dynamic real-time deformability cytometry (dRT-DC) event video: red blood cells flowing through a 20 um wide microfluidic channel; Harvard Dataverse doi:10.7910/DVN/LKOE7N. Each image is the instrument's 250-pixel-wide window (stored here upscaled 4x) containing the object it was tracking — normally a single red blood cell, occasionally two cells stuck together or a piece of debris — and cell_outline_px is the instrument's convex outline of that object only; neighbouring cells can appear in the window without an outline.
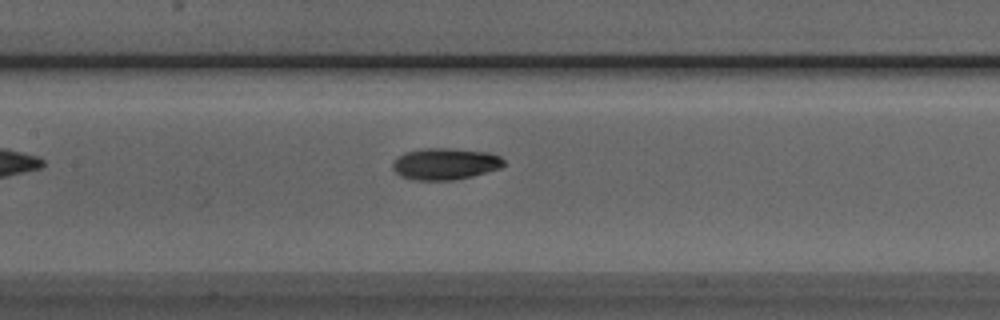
{"species": "Egyptian fruit bat (a non-hibernating species)", "species_latin": "Rousettus aegyptiacus", "temperature_condition": "room temperature", "stored_images_in_passage": 35, "camera_frame_rate_fps": 3000, "um_per_image_px": 0.085, "animal": {"sex": "male"}, "frame": {"image": 1, "passage_image": 8, "time_ms": 2.333, "image_size_px": [1000, 320], "cell_outline_px": [[504, 164], [500, 168], [472, 176], [452, 180], [412, 180], [400, 176], [392, 168], [392, 164], [396, 156], [404, 152], [424, 148], [452, 148], [488, 152], [500, 156], [504, 160]], "centroid_in_image_um": [37.8, 13.92], "position_along_channel_um": 169.6, "area_um2": 20.63}}
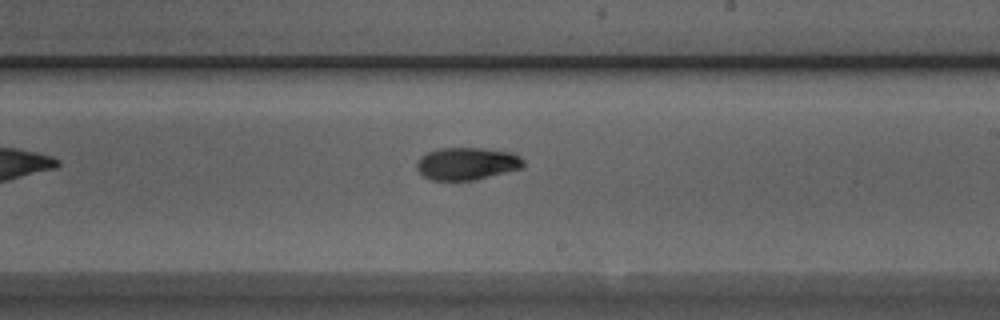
{"frame": {"image": 2, "passage_image": 14, "time_ms": 4.333, "image_size_px": [1000, 320], "cell_outline_px": [[524, 164], [520, 168], [476, 180], [432, 180], [424, 176], [416, 168], [416, 164], [420, 156], [428, 152], [440, 148], [484, 148], [512, 152], [520, 156], [524, 160]], "centroid_in_image_um": [39.68, 13.9], "position_along_channel_um": 249.3, "area_um2": 20.17}}
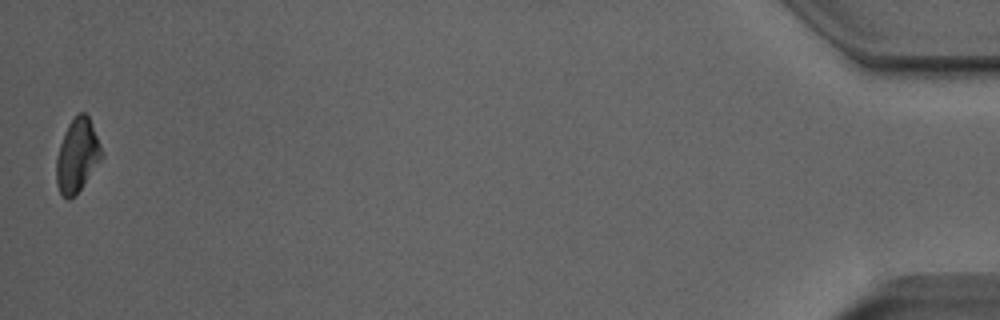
{"frame": {"image": 3, "passage_image": 35, "time_ms": 11.333, "image_size_px": [1000, 320], "cell_outline_px": [[104, 156], [80, 188], [68, 200], [60, 192], [56, 184], [56, 156], [64, 132], [68, 124], [80, 112], [84, 112], [88, 116]], "centroid_in_image_um": [6.54, 13.21], "position_along_channel_um": 428.7, "area_um2": 18.9}}